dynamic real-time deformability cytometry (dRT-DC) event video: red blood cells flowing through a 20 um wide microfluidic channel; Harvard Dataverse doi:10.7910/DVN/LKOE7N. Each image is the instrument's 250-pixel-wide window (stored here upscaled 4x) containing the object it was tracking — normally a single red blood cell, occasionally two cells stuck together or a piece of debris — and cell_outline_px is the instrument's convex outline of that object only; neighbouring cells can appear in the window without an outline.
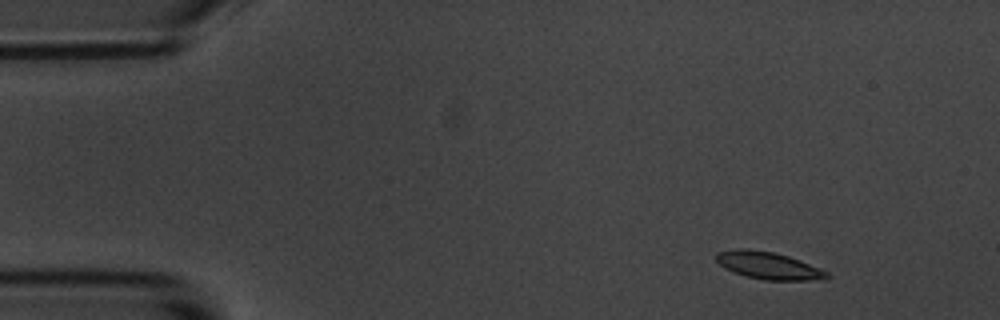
{"species": "common noctule bat (a hibernating species)", "species_latin": "Nyctalus noctula", "temperature_condition": "room temperature", "stored_images_in_passage": 6, "camera_frame_rate_fps": 3000, "um_per_image_px": 0.085, "animal": {"sex": "male", "body_mass_g": 20.1, "forearm_length_mm": 53.5}, "frame": {"image": 1, "passage_image": 1, "time_ms": 0.0, "image_size_px": [1000, 320], "cell_outline_px": [[828, 280], [764, 280], [744, 276], [724, 268], [716, 260], [716, 252], [736, 248], [748, 248], [776, 252], [800, 260], [828, 272]], "centroid_in_image_um": [65.3, 22.56], "position_along_channel_um": 19.7, "area_um2": 17.8}}
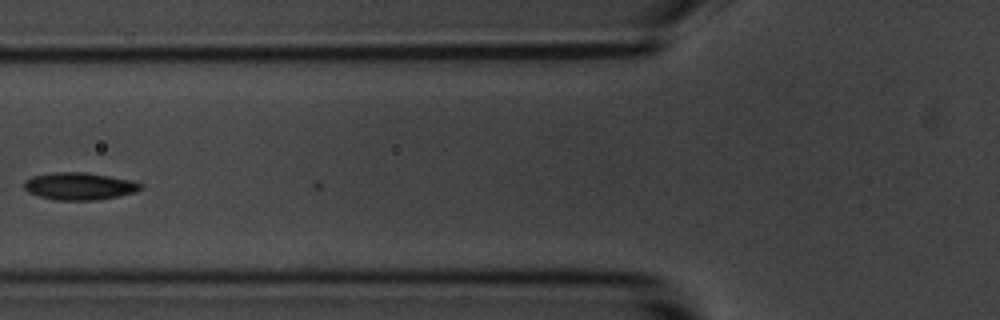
{"frame": {"image": 2, "passage_image": 5, "time_ms": 5.333, "image_size_px": [1000, 320], "cell_outline_px": [[144, 188], [136, 192], [96, 200], [56, 200], [40, 196], [28, 192], [24, 188], [24, 180], [32, 176], [52, 172], [84, 172], [132, 180], [144, 184]], "centroid_in_image_um": [6.76, 15.82], "position_along_channel_um": 119.0, "area_um2": 18.61}}